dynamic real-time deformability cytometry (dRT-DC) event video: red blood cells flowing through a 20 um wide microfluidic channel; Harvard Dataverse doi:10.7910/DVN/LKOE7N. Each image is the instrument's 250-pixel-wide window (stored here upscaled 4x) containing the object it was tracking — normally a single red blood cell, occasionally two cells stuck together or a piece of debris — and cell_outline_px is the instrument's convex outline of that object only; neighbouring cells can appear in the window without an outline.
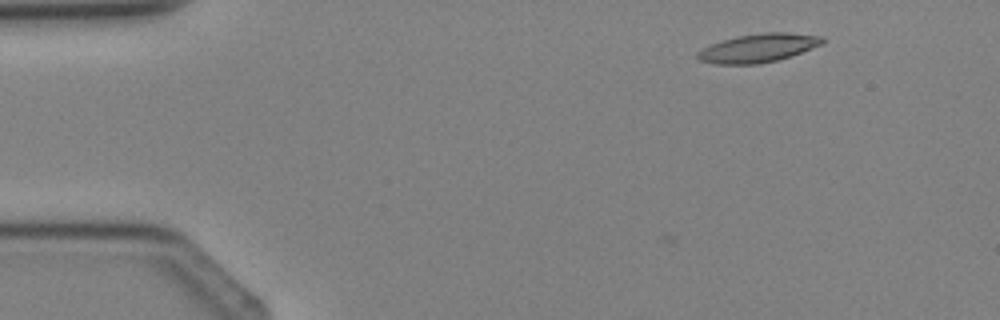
{"species": "Egyptian fruit bat (a non-hibernating species)", "species_latin": "Rousettus aegyptiacus", "temperature_condition": "cold", "stored_images_in_passage": 4, "camera_frame_rate_fps": 3000, "um_per_image_px": 0.085, "animal": {"sex": "female"}, "frame": {"image": 1, "passage_image": 1, "time_ms": 0.0, "image_size_px": [1000, 320], "cell_outline_px": [[824, 44], [792, 56], [760, 64], [716, 64], [700, 60], [696, 56], [696, 52], [712, 44], [724, 40], [740, 36], [768, 32], [788, 32], [824, 36]], "centroid_in_image_um": [64.52, 4.08], "position_along_channel_um": 20.5, "area_um2": 20.69}}
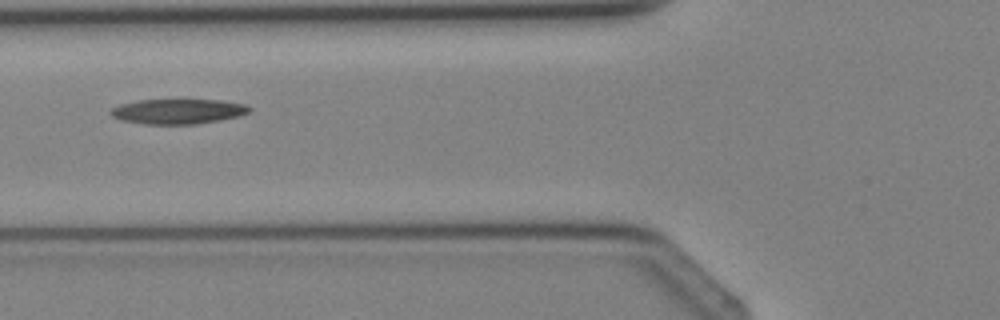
{"frame": {"image": 2, "passage_image": 4, "time_ms": 3.333, "image_size_px": [1000, 320], "cell_outline_px": [[252, 108], [248, 112], [240, 116], [220, 120], [196, 124], [144, 124], [124, 120], [112, 116], [108, 112], [112, 108], [120, 104], [136, 100], [220, 100], [244, 104]], "centroid_in_image_um": [15.12, 9.47], "position_along_channel_um": 110.7, "area_um2": 20.11}}